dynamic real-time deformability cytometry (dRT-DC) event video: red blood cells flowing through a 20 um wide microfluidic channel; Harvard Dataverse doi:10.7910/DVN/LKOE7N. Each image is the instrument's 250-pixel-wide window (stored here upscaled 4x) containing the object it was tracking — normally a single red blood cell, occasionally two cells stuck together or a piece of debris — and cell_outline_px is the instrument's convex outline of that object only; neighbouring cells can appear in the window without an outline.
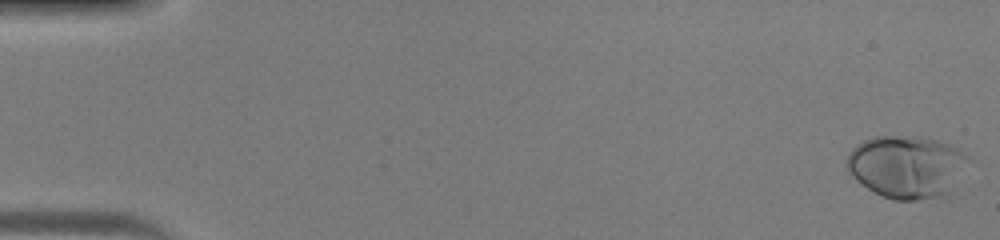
{"species": "human", "species_latin": "Homo sapiens", "temperature_condition": "warm", "stored_images_in_passage": 46, "camera_frame_rate_fps": 3000, "um_per_image_px": 0.085, "donor": {"sex": "male"}, "frame": {"image": 1, "passage_image": 1, "time_ms": 0.0, "image_size_px": [1000, 240], "cell_outline_px": [[972, 156], [948, 192], [944, 196], [916, 200], [892, 200], [880, 196], [856, 180], [848, 172], [844, 164], [848, 152], [856, 144], [872, 136], [916, 136], [940, 140]], "centroid_in_image_um": [77.01, 14.15], "position_along_channel_um": 8.0, "area_um2": 44.62}}
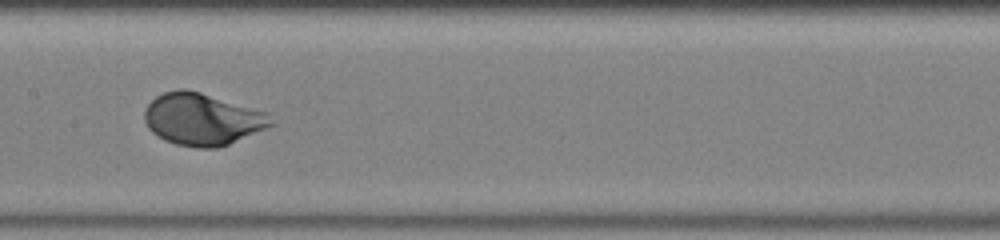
{"frame": {"image": 2, "passage_image": 24, "time_ms": 7.667, "image_size_px": [1000, 240], "cell_outline_px": [[276, 124], [268, 128], [228, 144], [216, 148], [196, 148], [176, 144], [164, 140], [152, 132], [148, 128], [144, 120], [144, 112], [148, 104], [156, 96], [164, 92], [180, 88], [184, 88], [200, 92], [268, 112]], "centroid_in_image_um": [17.21, 10.13], "position_along_channel_um": 190.2, "area_um2": 38.55}}
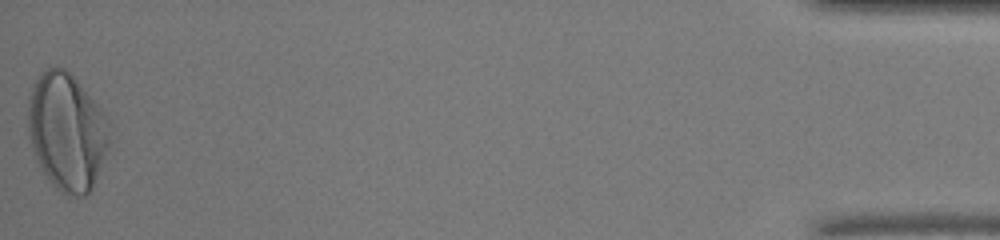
{"frame": {"image": 3, "passage_image": 46, "time_ms": 15.0, "image_size_px": [1000, 240], "cell_outline_px": [[112, 144], [92, 188], [84, 196], [72, 196], [60, 192], [52, 184], [44, 172], [32, 148], [28, 132], [28, 104], [32, 88], [40, 72], [56, 64], [64, 68], [76, 80], [96, 104], [112, 124]], "centroid_in_image_um": [5.73, 11.2], "position_along_channel_um": 429.5, "area_um2": 56.01}}